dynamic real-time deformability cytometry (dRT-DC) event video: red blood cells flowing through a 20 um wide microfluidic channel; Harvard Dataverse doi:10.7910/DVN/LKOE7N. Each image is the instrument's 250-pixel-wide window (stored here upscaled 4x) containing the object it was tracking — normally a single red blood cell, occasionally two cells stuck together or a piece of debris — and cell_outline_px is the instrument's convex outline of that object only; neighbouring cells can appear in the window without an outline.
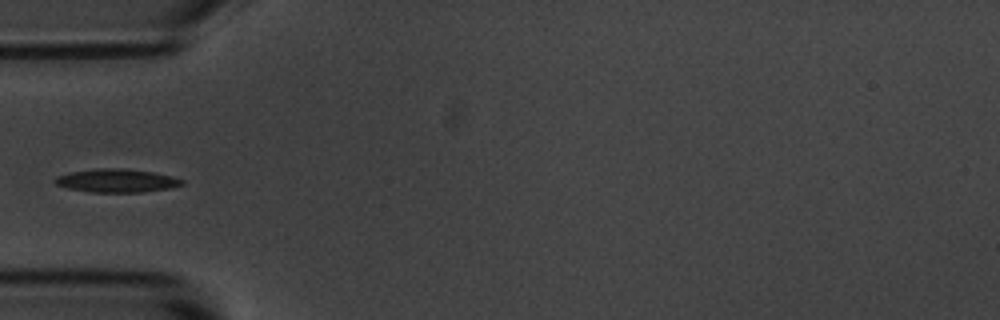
{"species": "common noctule bat (a hibernating species)", "species_latin": "Nyctalus noctula", "temperature_condition": "room temperature", "stored_images_in_passage": 6, "camera_frame_rate_fps": 3000, "um_per_image_px": 0.085, "animal": {"sex": "male", "body_mass_g": 20.1, "forearm_length_mm": 53.5}, "frame": {"image": 1, "passage_image": 5, "time_ms": 4.667, "image_size_px": [1000, 320], "cell_outline_px": [[184, 184], [168, 188], [140, 192], [88, 192], [68, 188], [56, 184], [52, 180], [56, 176], [68, 172], [96, 168], [124, 168], [152, 172], [172, 176], [184, 180]], "centroid_in_image_um": [9.86, 15.34], "position_along_channel_um": 75.1, "area_um2": 17.34}}